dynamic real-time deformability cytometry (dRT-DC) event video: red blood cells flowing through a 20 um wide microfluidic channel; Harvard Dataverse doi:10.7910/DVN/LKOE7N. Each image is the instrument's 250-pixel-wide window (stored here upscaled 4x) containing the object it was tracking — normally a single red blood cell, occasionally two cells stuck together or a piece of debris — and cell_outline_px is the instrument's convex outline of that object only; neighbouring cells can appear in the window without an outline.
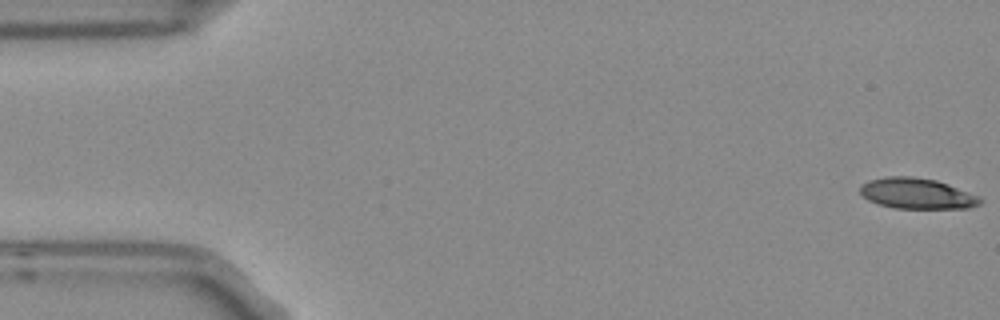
{"species": "Egyptian fruit bat (a non-hibernating species)", "species_latin": "Rousettus aegyptiacus", "temperature_condition": "room temperature", "stored_images_in_passage": 5, "camera_frame_rate_fps": 3000, "um_per_image_px": 0.085, "frame": {"image": 1, "passage_image": 1, "time_ms": 0.0, "image_size_px": [1000, 320], "cell_outline_px": [[984, 200], [980, 204], [968, 208], [892, 208], [868, 200], [860, 192], [860, 184], [868, 180], [888, 176], [912, 176], [936, 180], [980, 196]], "centroid_in_image_um": [77.94, 16.44], "position_along_channel_um": 7.1, "area_um2": 21.5}}
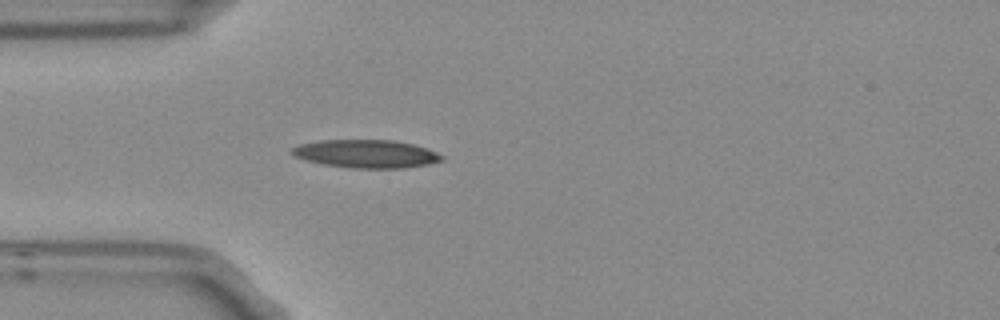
{"frame": {"image": 2, "passage_image": 5, "time_ms": 1.333, "image_size_px": [1000, 320], "cell_outline_px": [[444, 160], [428, 164], [404, 168], [352, 168], [324, 164], [308, 160], [296, 156], [292, 152], [292, 148], [300, 144], [320, 140], [392, 140], [412, 144], [428, 148], [444, 156]], "centroid_in_image_um": [31.18, 13.07], "position_along_channel_um": 53.8, "area_um2": 24.33}}